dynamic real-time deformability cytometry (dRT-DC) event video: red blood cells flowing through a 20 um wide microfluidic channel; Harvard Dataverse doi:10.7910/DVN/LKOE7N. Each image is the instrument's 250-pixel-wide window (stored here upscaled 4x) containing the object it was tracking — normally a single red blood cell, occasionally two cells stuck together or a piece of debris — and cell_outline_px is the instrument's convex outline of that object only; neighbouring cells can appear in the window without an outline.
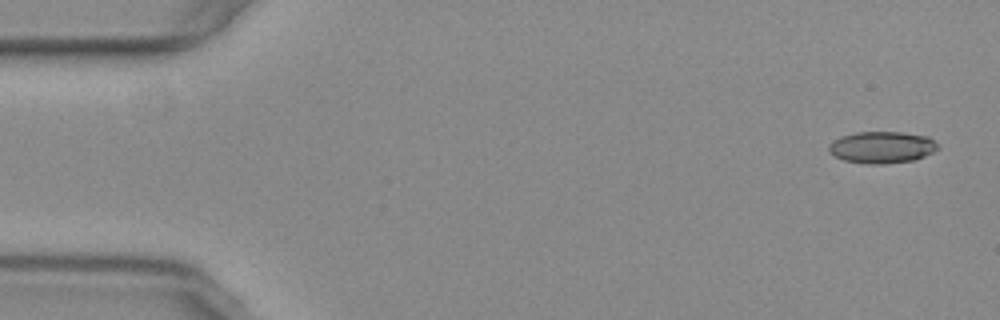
{"species": "common noctule bat (a hibernating species)", "species_latin": "Nyctalus noctula", "temperature_condition": "warm", "stored_images_in_passage": 53, "camera_frame_rate_fps": 3000, "um_per_image_px": 0.085, "animal": {"sex": "female", "body_mass_g": 29.2, "forearm_length_mm": 56.3}, "frame": {"image": 1, "passage_image": 1, "time_ms": 0.0, "image_size_px": [1000, 320], "cell_outline_px": [[940, 148], [924, 156], [912, 160], [884, 164], [868, 164], [844, 160], [828, 152], [828, 144], [832, 140], [840, 136], [856, 132], [900, 132], [928, 136]], "centroid_in_image_um": [74.91, 12.51], "position_along_channel_um": 10.1, "area_um2": 20.17}}
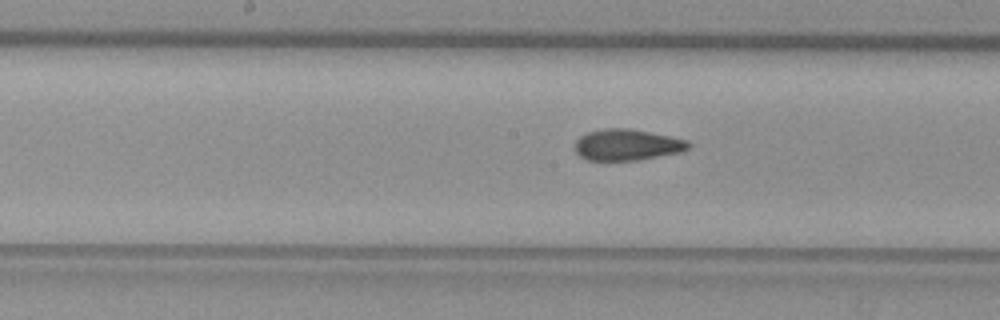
{"frame": {"image": 2, "passage_image": 26, "time_ms": 8.333, "image_size_px": [1000, 320], "cell_outline_px": [[692, 144], [688, 148], [680, 152], [636, 160], [588, 160], [580, 156], [576, 152], [576, 140], [580, 136], [588, 132], [604, 128], [628, 128], [672, 136], [688, 140]], "centroid_in_image_um": [53.32, 12.3], "position_along_channel_um": 194.9, "area_um2": 20.58}}
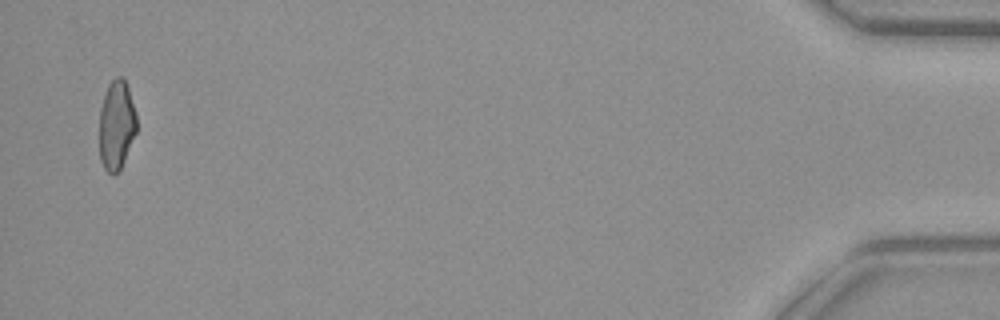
{"frame": {"image": 3, "passage_image": 52, "time_ms": 17.0, "image_size_px": [1000, 320], "cell_outline_px": [[136, 132], [124, 160], [120, 168], [112, 176], [104, 168], [100, 160], [100, 108], [108, 84], [116, 76], [120, 76], [124, 80], [128, 88], [136, 112]], "centroid_in_image_um": [9.9, 10.62], "position_along_channel_um": 425.3, "area_um2": 19.19}, "authors_computed_cell_mechanics": {"area_um2": 20.6924, "velocity_mm_per_s": 3.7749, "shape_relaxation_time_tau1_ms": null, "shape_relaxation_time_tau2_ms": 1.6133, "deformation_change_tau1": null, "deformation_change_tau2": 0.0827}}